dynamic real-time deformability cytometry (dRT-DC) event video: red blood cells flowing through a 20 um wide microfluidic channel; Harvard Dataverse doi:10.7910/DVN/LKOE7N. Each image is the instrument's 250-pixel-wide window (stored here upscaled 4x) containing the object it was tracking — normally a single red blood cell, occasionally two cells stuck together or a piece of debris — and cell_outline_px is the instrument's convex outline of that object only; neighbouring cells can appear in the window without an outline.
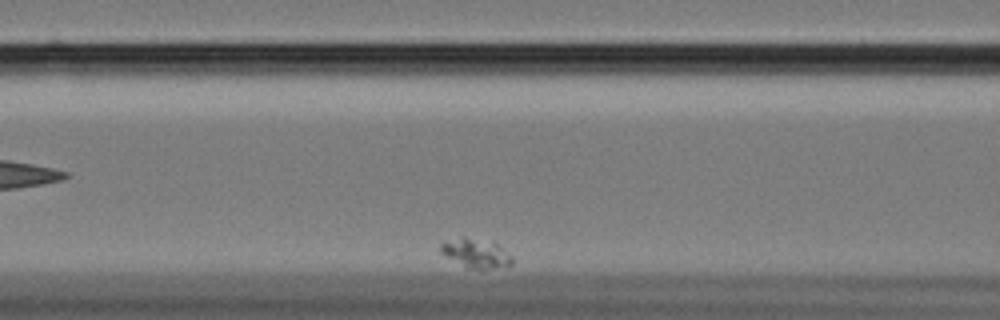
{"species": "Egyptian fruit bat (a non-hibernating species)", "species_latin": "Rousettus aegyptiacus", "temperature_condition": "cold", "stored_images_in_passage": 43, "camera_frame_rate_fps": 3000, "um_per_image_px": 0.085, "animal": {"sex": "female"}, "frame": {"image": 1, "passage_image": 10, "time_ms": 3.0, "image_size_px": [1000, 320], "cell_outline_px": [[512, 264], [508, 268], [464, 268], [440, 252], [440, 244], [464, 236], [496, 244], [504, 248], [512, 256]], "centroid_in_image_um": [40.49, 21.56], "position_along_channel_um": 126.1, "area_um2": 12.08}}
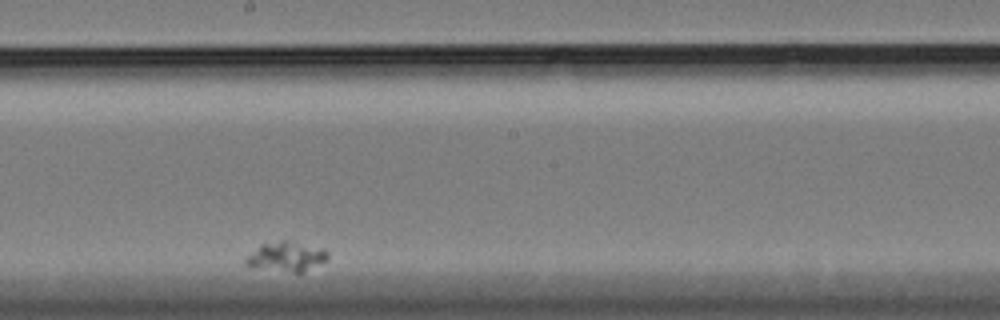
{"frame": {"image": 2, "passage_image": 24, "time_ms": 7.667, "image_size_px": [1000, 320], "cell_outline_px": [[328, 256], [324, 260], [300, 272], [292, 272], [252, 268], [244, 264], [244, 260], [260, 244], [284, 240], [288, 240], [324, 248], [328, 252]], "centroid_in_image_um": [24.28, 21.79], "position_along_channel_um": 223.9, "area_um2": 13.99}}
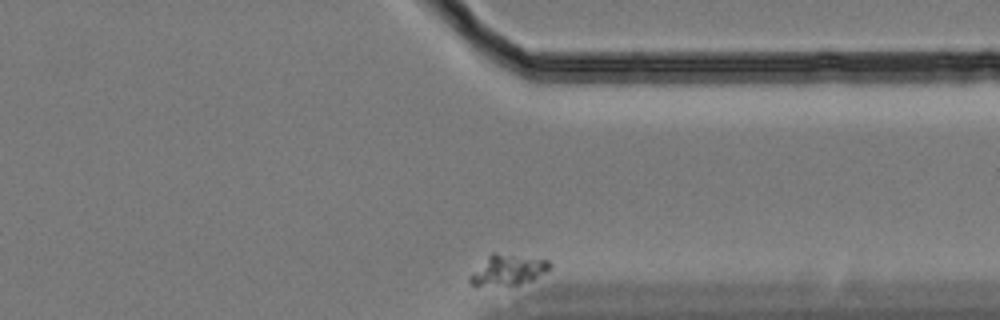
{"frame": {"image": 3, "passage_image": 43, "time_ms": 14.0, "image_size_px": [1000, 320], "cell_outline_px": [[552, 264], [544, 272], [532, 280], [520, 284], [476, 288], [468, 280], [468, 276], [492, 252], [496, 252], [548, 260]], "centroid_in_image_um": [43.1, 22.98], "position_along_channel_um": 368.3, "area_um2": 14.39}}